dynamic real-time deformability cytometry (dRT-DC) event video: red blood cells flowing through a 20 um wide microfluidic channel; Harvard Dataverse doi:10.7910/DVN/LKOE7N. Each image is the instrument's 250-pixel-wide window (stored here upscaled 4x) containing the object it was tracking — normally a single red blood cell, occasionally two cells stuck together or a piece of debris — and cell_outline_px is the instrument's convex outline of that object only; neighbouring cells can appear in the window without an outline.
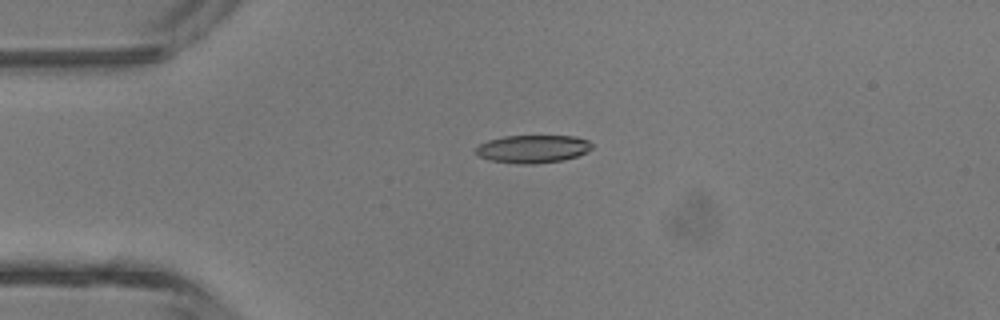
{"species": "common noctule bat (a hibernating species)", "species_latin": "Nyctalus noctula", "temperature_condition": "room temperature", "stored_images_in_passage": 1, "camera_frame_rate_fps": 3000, "um_per_image_px": 0.085, "animal": {"sex": "male", "body_mass_g": 13.3}, "frame": {"image": 1, "passage_image": 1, "time_ms": 0.0, "image_size_px": [1000, 320], "cell_outline_px": [[592, 148], [588, 152], [576, 156], [560, 160], [536, 164], [516, 164], [488, 160], [480, 156], [476, 152], [476, 148], [480, 144], [488, 140], [504, 136], [576, 136], [588, 140], [592, 144]], "centroid_in_image_um": [45.29, 12.66], "position_along_channel_um": 39.7, "area_um2": 18.9}}